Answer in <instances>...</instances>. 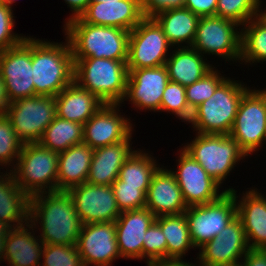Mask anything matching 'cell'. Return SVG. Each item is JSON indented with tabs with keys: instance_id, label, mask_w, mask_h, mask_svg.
I'll list each match as a JSON object with an SVG mask.
<instances>
[{
	"instance_id": "31",
	"label": "cell",
	"mask_w": 266,
	"mask_h": 266,
	"mask_svg": "<svg viewBox=\"0 0 266 266\" xmlns=\"http://www.w3.org/2000/svg\"><path fill=\"white\" fill-rule=\"evenodd\" d=\"M167 242V261H182L183 256L193 249L185 212L177 215H164L155 218Z\"/></svg>"
},
{
	"instance_id": "40",
	"label": "cell",
	"mask_w": 266,
	"mask_h": 266,
	"mask_svg": "<svg viewBox=\"0 0 266 266\" xmlns=\"http://www.w3.org/2000/svg\"><path fill=\"white\" fill-rule=\"evenodd\" d=\"M146 264L167 261V242L161 227L154 221L145 234L142 247V259Z\"/></svg>"
},
{
	"instance_id": "49",
	"label": "cell",
	"mask_w": 266,
	"mask_h": 266,
	"mask_svg": "<svg viewBox=\"0 0 266 266\" xmlns=\"http://www.w3.org/2000/svg\"><path fill=\"white\" fill-rule=\"evenodd\" d=\"M4 239L5 236H0V263L3 261L4 256Z\"/></svg>"
},
{
	"instance_id": "2",
	"label": "cell",
	"mask_w": 266,
	"mask_h": 266,
	"mask_svg": "<svg viewBox=\"0 0 266 266\" xmlns=\"http://www.w3.org/2000/svg\"><path fill=\"white\" fill-rule=\"evenodd\" d=\"M65 42L32 38L34 96L55 97L74 81V59L67 37Z\"/></svg>"
},
{
	"instance_id": "39",
	"label": "cell",
	"mask_w": 266,
	"mask_h": 266,
	"mask_svg": "<svg viewBox=\"0 0 266 266\" xmlns=\"http://www.w3.org/2000/svg\"><path fill=\"white\" fill-rule=\"evenodd\" d=\"M41 266H84L76 245L44 244Z\"/></svg>"
},
{
	"instance_id": "1",
	"label": "cell",
	"mask_w": 266,
	"mask_h": 266,
	"mask_svg": "<svg viewBox=\"0 0 266 266\" xmlns=\"http://www.w3.org/2000/svg\"><path fill=\"white\" fill-rule=\"evenodd\" d=\"M29 222L42 232L38 236L44 244L76 245L83 225L68 191L31 196Z\"/></svg>"
},
{
	"instance_id": "54",
	"label": "cell",
	"mask_w": 266,
	"mask_h": 266,
	"mask_svg": "<svg viewBox=\"0 0 266 266\" xmlns=\"http://www.w3.org/2000/svg\"><path fill=\"white\" fill-rule=\"evenodd\" d=\"M261 196H262V198L266 201V196H264V194L262 195V193L260 192L259 193Z\"/></svg>"
},
{
	"instance_id": "5",
	"label": "cell",
	"mask_w": 266,
	"mask_h": 266,
	"mask_svg": "<svg viewBox=\"0 0 266 266\" xmlns=\"http://www.w3.org/2000/svg\"><path fill=\"white\" fill-rule=\"evenodd\" d=\"M243 84L226 78L208 100L193 110L188 124L199 134L229 135L241 98L249 89Z\"/></svg>"
},
{
	"instance_id": "43",
	"label": "cell",
	"mask_w": 266,
	"mask_h": 266,
	"mask_svg": "<svg viewBox=\"0 0 266 266\" xmlns=\"http://www.w3.org/2000/svg\"><path fill=\"white\" fill-rule=\"evenodd\" d=\"M144 17L153 18L157 14L177 8L185 7V0H140Z\"/></svg>"
},
{
	"instance_id": "34",
	"label": "cell",
	"mask_w": 266,
	"mask_h": 266,
	"mask_svg": "<svg viewBox=\"0 0 266 266\" xmlns=\"http://www.w3.org/2000/svg\"><path fill=\"white\" fill-rule=\"evenodd\" d=\"M81 142H83V125L58 116L45 129L39 140L42 146L58 153Z\"/></svg>"
},
{
	"instance_id": "30",
	"label": "cell",
	"mask_w": 266,
	"mask_h": 266,
	"mask_svg": "<svg viewBox=\"0 0 266 266\" xmlns=\"http://www.w3.org/2000/svg\"><path fill=\"white\" fill-rule=\"evenodd\" d=\"M153 18L161 26L168 42L172 46H192L200 19L199 16L184 7L163 11Z\"/></svg>"
},
{
	"instance_id": "12",
	"label": "cell",
	"mask_w": 266,
	"mask_h": 266,
	"mask_svg": "<svg viewBox=\"0 0 266 266\" xmlns=\"http://www.w3.org/2000/svg\"><path fill=\"white\" fill-rule=\"evenodd\" d=\"M172 47L157 21L144 17L130 31L127 68L133 70L165 65Z\"/></svg>"
},
{
	"instance_id": "35",
	"label": "cell",
	"mask_w": 266,
	"mask_h": 266,
	"mask_svg": "<svg viewBox=\"0 0 266 266\" xmlns=\"http://www.w3.org/2000/svg\"><path fill=\"white\" fill-rule=\"evenodd\" d=\"M262 0H217L216 16L233 20L240 26L263 12Z\"/></svg>"
},
{
	"instance_id": "28",
	"label": "cell",
	"mask_w": 266,
	"mask_h": 266,
	"mask_svg": "<svg viewBox=\"0 0 266 266\" xmlns=\"http://www.w3.org/2000/svg\"><path fill=\"white\" fill-rule=\"evenodd\" d=\"M94 149L81 142L59 152L57 191L86 183Z\"/></svg>"
},
{
	"instance_id": "36",
	"label": "cell",
	"mask_w": 266,
	"mask_h": 266,
	"mask_svg": "<svg viewBox=\"0 0 266 266\" xmlns=\"http://www.w3.org/2000/svg\"><path fill=\"white\" fill-rule=\"evenodd\" d=\"M160 111L171 112L184 122H189L193 111L186 101V88L179 83L169 81L162 95Z\"/></svg>"
},
{
	"instance_id": "37",
	"label": "cell",
	"mask_w": 266,
	"mask_h": 266,
	"mask_svg": "<svg viewBox=\"0 0 266 266\" xmlns=\"http://www.w3.org/2000/svg\"><path fill=\"white\" fill-rule=\"evenodd\" d=\"M219 70L214 68L195 83L186 86V101L193 111L202 102L208 100L216 88L226 79Z\"/></svg>"
},
{
	"instance_id": "20",
	"label": "cell",
	"mask_w": 266,
	"mask_h": 266,
	"mask_svg": "<svg viewBox=\"0 0 266 266\" xmlns=\"http://www.w3.org/2000/svg\"><path fill=\"white\" fill-rule=\"evenodd\" d=\"M79 18L92 25L131 31L144 18L140 0L90 2Z\"/></svg>"
},
{
	"instance_id": "7",
	"label": "cell",
	"mask_w": 266,
	"mask_h": 266,
	"mask_svg": "<svg viewBox=\"0 0 266 266\" xmlns=\"http://www.w3.org/2000/svg\"><path fill=\"white\" fill-rule=\"evenodd\" d=\"M182 149L220 185L235 165L247 157L239 144L230 135L224 134L197 133Z\"/></svg>"
},
{
	"instance_id": "50",
	"label": "cell",
	"mask_w": 266,
	"mask_h": 266,
	"mask_svg": "<svg viewBox=\"0 0 266 266\" xmlns=\"http://www.w3.org/2000/svg\"><path fill=\"white\" fill-rule=\"evenodd\" d=\"M9 227L0 221V236H6Z\"/></svg>"
},
{
	"instance_id": "38",
	"label": "cell",
	"mask_w": 266,
	"mask_h": 266,
	"mask_svg": "<svg viewBox=\"0 0 266 266\" xmlns=\"http://www.w3.org/2000/svg\"><path fill=\"white\" fill-rule=\"evenodd\" d=\"M22 145L23 143L18 139L10 120L5 114L0 115V165L6 166V168L12 166L13 169Z\"/></svg>"
},
{
	"instance_id": "53",
	"label": "cell",
	"mask_w": 266,
	"mask_h": 266,
	"mask_svg": "<svg viewBox=\"0 0 266 266\" xmlns=\"http://www.w3.org/2000/svg\"><path fill=\"white\" fill-rule=\"evenodd\" d=\"M111 1H120V0H90V2H111Z\"/></svg>"
},
{
	"instance_id": "42",
	"label": "cell",
	"mask_w": 266,
	"mask_h": 266,
	"mask_svg": "<svg viewBox=\"0 0 266 266\" xmlns=\"http://www.w3.org/2000/svg\"><path fill=\"white\" fill-rule=\"evenodd\" d=\"M13 15L12 8L0 3V51L20 44L26 37L12 31L15 24Z\"/></svg>"
},
{
	"instance_id": "16",
	"label": "cell",
	"mask_w": 266,
	"mask_h": 266,
	"mask_svg": "<svg viewBox=\"0 0 266 266\" xmlns=\"http://www.w3.org/2000/svg\"><path fill=\"white\" fill-rule=\"evenodd\" d=\"M76 246L84 266H111L121 258L115 221L83 224Z\"/></svg>"
},
{
	"instance_id": "52",
	"label": "cell",
	"mask_w": 266,
	"mask_h": 266,
	"mask_svg": "<svg viewBox=\"0 0 266 266\" xmlns=\"http://www.w3.org/2000/svg\"><path fill=\"white\" fill-rule=\"evenodd\" d=\"M223 266H244L242 261L241 262H237V263H233V264H228V265H223Z\"/></svg>"
},
{
	"instance_id": "13",
	"label": "cell",
	"mask_w": 266,
	"mask_h": 266,
	"mask_svg": "<svg viewBox=\"0 0 266 266\" xmlns=\"http://www.w3.org/2000/svg\"><path fill=\"white\" fill-rule=\"evenodd\" d=\"M0 74L10 102L34 96L32 37L0 51Z\"/></svg>"
},
{
	"instance_id": "14",
	"label": "cell",
	"mask_w": 266,
	"mask_h": 266,
	"mask_svg": "<svg viewBox=\"0 0 266 266\" xmlns=\"http://www.w3.org/2000/svg\"><path fill=\"white\" fill-rule=\"evenodd\" d=\"M177 170L171 172L182 191L183 199L187 205L197 206L219 199L226 190L220 193V184L210 177L205 169L187 154L180 150Z\"/></svg>"
},
{
	"instance_id": "26",
	"label": "cell",
	"mask_w": 266,
	"mask_h": 266,
	"mask_svg": "<svg viewBox=\"0 0 266 266\" xmlns=\"http://www.w3.org/2000/svg\"><path fill=\"white\" fill-rule=\"evenodd\" d=\"M56 113L59 118L84 125L104 103L87 89L72 82L57 96Z\"/></svg>"
},
{
	"instance_id": "44",
	"label": "cell",
	"mask_w": 266,
	"mask_h": 266,
	"mask_svg": "<svg viewBox=\"0 0 266 266\" xmlns=\"http://www.w3.org/2000/svg\"><path fill=\"white\" fill-rule=\"evenodd\" d=\"M217 0H185V8L199 17L216 16Z\"/></svg>"
},
{
	"instance_id": "17",
	"label": "cell",
	"mask_w": 266,
	"mask_h": 266,
	"mask_svg": "<svg viewBox=\"0 0 266 266\" xmlns=\"http://www.w3.org/2000/svg\"><path fill=\"white\" fill-rule=\"evenodd\" d=\"M120 106L104 104L83 125V142L96 149L127 140L133 134V124L121 115Z\"/></svg>"
},
{
	"instance_id": "8",
	"label": "cell",
	"mask_w": 266,
	"mask_h": 266,
	"mask_svg": "<svg viewBox=\"0 0 266 266\" xmlns=\"http://www.w3.org/2000/svg\"><path fill=\"white\" fill-rule=\"evenodd\" d=\"M250 156L266 141V89H248L238 106L229 134Z\"/></svg>"
},
{
	"instance_id": "32",
	"label": "cell",
	"mask_w": 266,
	"mask_h": 266,
	"mask_svg": "<svg viewBox=\"0 0 266 266\" xmlns=\"http://www.w3.org/2000/svg\"><path fill=\"white\" fill-rule=\"evenodd\" d=\"M241 28V56L240 61L259 63L266 61V13L249 20Z\"/></svg>"
},
{
	"instance_id": "22",
	"label": "cell",
	"mask_w": 266,
	"mask_h": 266,
	"mask_svg": "<svg viewBox=\"0 0 266 266\" xmlns=\"http://www.w3.org/2000/svg\"><path fill=\"white\" fill-rule=\"evenodd\" d=\"M163 167H159L152 177L145 207L156 217L184 213L187 205L182 191L171 169Z\"/></svg>"
},
{
	"instance_id": "51",
	"label": "cell",
	"mask_w": 266,
	"mask_h": 266,
	"mask_svg": "<svg viewBox=\"0 0 266 266\" xmlns=\"http://www.w3.org/2000/svg\"><path fill=\"white\" fill-rule=\"evenodd\" d=\"M17 0H3V3H5L8 7L12 8V4L15 3Z\"/></svg>"
},
{
	"instance_id": "27",
	"label": "cell",
	"mask_w": 266,
	"mask_h": 266,
	"mask_svg": "<svg viewBox=\"0 0 266 266\" xmlns=\"http://www.w3.org/2000/svg\"><path fill=\"white\" fill-rule=\"evenodd\" d=\"M0 173V221L9 228L26 225L31 197L18 186L11 171Z\"/></svg>"
},
{
	"instance_id": "4",
	"label": "cell",
	"mask_w": 266,
	"mask_h": 266,
	"mask_svg": "<svg viewBox=\"0 0 266 266\" xmlns=\"http://www.w3.org/2000/svg\"><path fill=\"white\" fill-rule=\"evenodd\" d=\"M127 60L83 58L74 61V82L104 104H122L127 92Z\"/></svg>"
},
{
	"instance_id": "10",
	"label": "cell",
	"mask_w": 266,
	"mask_h": 266,
	"mask_svg": "<svg viewBox=\"0 0 266 266\" xmlns=\"http://www.w3.org/2000/svg\"><path fill=\"white\" fill-rule=\"evenodd\" d=\"M185 216L193 246L200 250L237 217L235 195L226 191L213 202L187 207Z\"/></svg>"
},
{
	"instance_id": "29",
	"label": "cell",
	"mask_w": 266,
	"mask_h": 266,
	"mask_svg": "<svg viewBox=\"0 0 266 266\" xmlns=\"http://www.w3.org/2000/svg\"><path fill=\"white\" fill-rule=\"evenodd\" d=\"M166 60L169 81L186 87L209 73L214 66L192 47H175ZM172 54V55H171Z\"/></svg>"
},
{
	"instance_id": "15",
	"label": "cell",
	"mask_w": 266,
	"mask_h": 266,
	"mask_svg": "<svg viewBox=\"0 0 266 266\" xmlns=\"http://www.w3.org/2000/svg\"><path fill=\"white\" fill-rule=\"evenodd\" d=\"M68 193L82 224L114 222L122 213L111 185L83 183L70 188Z\"/></svg>"
},
{
	"instance_id": "46",
	"label": "cell",
	"mask_w": 266,
	"mask_h": 266,
	"mask_svg": "<svg viewBox=\"0 0 266 266\" xmlns=\"http://www.w3.org/2000/svg\"><path fill=\"white\" fill-rule=\"evenodd\" d=\"M67 6L70 8V11H72L69 18L66 19L70 20L75 17H79L80 14L87 8V6L90 3V0H64Z\"/></svg>"
},
{
	"instance_id": "25",
	"label": "cell",
	"mask_w": 266,
	"mask_h": 266,
	"mask_svg": "<svg viewBox=\"0 0 266 266\" xmlns=\"http://www.w3.org/2000/svg\"><path fill=\"white\" fill-rule=\"evenodd\" d=\"M32 230V232H30ZM35 228L26 225L9 228L4 239L3 261L17 266H41L44 243L34 235Z\"/></svg>"
},
{
	"instance_id": "19",
	"label": "cell",
	"mask_w": 266,
	"mask_h": 266,
	"mask_svg": "<svg viewBox=\"0 0 266 266\" xmlns=\"http://www.w3.org/2000/svg\"><path fill=\"white\" fill-rule=\"evenodd\" d=\"M127 99L135 108L160 112L162 95L169 82L165 65L128 70Z\"/></svg>"
},
{
	"instance_id": "24",
	"label": "cell",
	"mask_w": 266,
	"mask_h": 266,
	"mask_svg": "<svg viewBox=\"0 0 266 266\" xmlns=\"http://www.w3.org/2000/svg\"><path fill=\"white\" fill-rule=\"evenodd\" d=\"M132 135L125 141L94 149L86 183L112 185L125 161L135 151L131 149Z\"/></svg>"
},
{
	"instance_id": "48",
	"label": "cell",
	"mask_w": 266,
	"mask_h": 266,
	"mask_svg": "<svg viewBox=\"0 0 266 266\" xmlns=\"http://www.w3.org/2000/svg\"><path fill=\"white\" fill-rule=\"evenodd\" d=\"M198 263L194 264L193 262L189 263L187 261H175V260H169V261H160V262H155L152 264H149L148 266H197Z\"/></svg>"
},
{
	"instance_id": "47",
	"label": "cell",
	"mask_w": 266,
	"mask_h": 266,
	"mask_svg": "<svg viewBox=\"0 0 266 266\" xmlns=\"http://www.w3.org/2000/svg\"><path fill=\"white\" fill-rule=\"evenodd\" d=\"M10 104V101L6 94V88L3 83V79L0 74V115L5 114L8 106Z\"/></svg>"
},
{
	"instance_id": "11",
	"label": "cell",
	"mask_w": 266,
	"mask_h": 266,
	"mask_svg": "<svg viewBox=\"0 0 266 266\" xmlns=\"http://www.w3.org/2000/svg\"><path fill=\"white\" fill-rule=\"evenodd\" d=\"M191 47L201 55L212 54L226 59L225 62L238 60L240 63V25L218 16L200 17Z\"/></svg>"
},
{
	"instance_id": "23",
	"label": "cell",
	"mask_w": 266,
	"mask_h": 266,
	"mask_svg": "<svg viewBox=\"0 0 266 266\" xmlns=\"http://www.w3.org/2000/svg\"><path fill=\"white\" fill-rule=\"evenodd\" d=\"M235 195L237 217L241 220L249 249H266V201L258 189H251L237 196L234 188H227Z\"/></svg>"
},
{
	"instance_id": "33",
	"label": "cell",
	"mask_w": 266,
	"mask_h": 266,
	"mask_svg": "<svg viewBox=\"0 0 266 266\" xmlns=\"http://www.w3.org/2000/svg\"><path fill=\"white\" fill-rule=\"evenodd\" d=\"M155 161L148 152L135 150L122 165L118 178L123 181V185L140 186L147 194L152 177L160 167Z\"/></svg>"
},
{
	"instance_id": "6",
	"label": "cell",
	"mask_w": 266,
	"mask_h": 266,
	"mask_svg": "<svg viewBox=\"0 0 266 266\" xmlns=\"http://www.w3.org/2000/svg\"><path fill=\"white\" fill-rule=\"evenodd\" d=\"M59 153L39 142L22 145L12 172L18 186L30 197L44 192L57 191Z\"/></svg>"
},
{
	"instance_id": "55",
	"label": "cell",
	"mask_w": 266,
	"mask_h": 266,
	"mask_svg": "<svg viewBox=\"0 0 266 266\" xmlns=\"http://www.w3.org/2000/svg\"><path fill=\"white\" fill-rule=\"evenodd\" d=\"M9 266H17V265H14V264H10V263H7Z\"/></svg>"
},
{
	"instance_id": "9",
	"label": "cell",
	"mask_w": 266,
	"mask_h": 266,
	"mask_svg": "<svg viewBox=\"0 0 266 266\" xmlns=\"http://www.w3.org/2000/svg\"><path fill=\"white\" fill-rule=\"evenodd\" d=\"M5 116L23 144L39 142L45 129L57 116L55 97L35 95L12 101Z\"/></svg>"
},
{
	"instance_id": "45",
	"label": "cell",
	"mask_w": 266,
	"mask_h": 266,
	"mask_svg": "<svg viewBox=\"0 0 266 266\" xmlns=\"http://www.w3.org/2000/svg\"><path fill=\"white\" fill-rule=\"evenodd\" d=\"M242 260L244 266H266V249H249Z\"/></svg>"
},
{
	"instance_id": "18",
	"label": "cell",
	"mask_w": 266,
	"mask_h": 266,
	"mask_svg": "<svg viewBox=\"0 0 266 266\" xmlns=\"http://www.w3.org/2000/svg\"><path fill=\"white\" fill-rule=\"evenodd\" d=\"M200 249L198 266H223L242 261L249 247L241 220L236 217Z\"/></svg>"
},
{
	"instance_id": "41",
	"label": "cell",
	"mask_w": 266,
	"mask_h": 266,
	"mask_svg": "<svg viewBox=\"0 0 266 266\" xmlns=\"http://www.w3.org/2000/svg\"><path fill=\"white\" fill-rule=\"evenodd\" d=\"M111 186L121 212L145 208L146 193L140 189V186L123 185V181L119 178Z\"/></svg>"
},
{
	"instance_id": "21",
	"label": "cell",
	"mask_w": 266,
	"mask_h": 266,
	"mask_svg": "<svg viewBox=\"0 0 266 266\" xmlns=\"http://www.w3.org/2000/svg\"><path fill=\"white\" fill-rule=\"evenodd\" d=\"M156 216L146 207L123 211L115 220L116 237L120 256L142 259L143 240Z\"/></svg>"
},
{
	"instance_id": "3",
	"label": "cell",
	"mask_w": 266,
	"mask_h": 266,
	"mask_svg": "<svg viewBox=\"0 0 266 266\" xmlns=\"http://www.w3.org/2000/svg\"><path fill=\"white\" fill-rule=\"evenodd\" d=\"M65 23L64 33L69 40L74 61L83 58L128 60L129 31L92 25L83 22L79 17Z\"/></svg>"
}]
</instances>
